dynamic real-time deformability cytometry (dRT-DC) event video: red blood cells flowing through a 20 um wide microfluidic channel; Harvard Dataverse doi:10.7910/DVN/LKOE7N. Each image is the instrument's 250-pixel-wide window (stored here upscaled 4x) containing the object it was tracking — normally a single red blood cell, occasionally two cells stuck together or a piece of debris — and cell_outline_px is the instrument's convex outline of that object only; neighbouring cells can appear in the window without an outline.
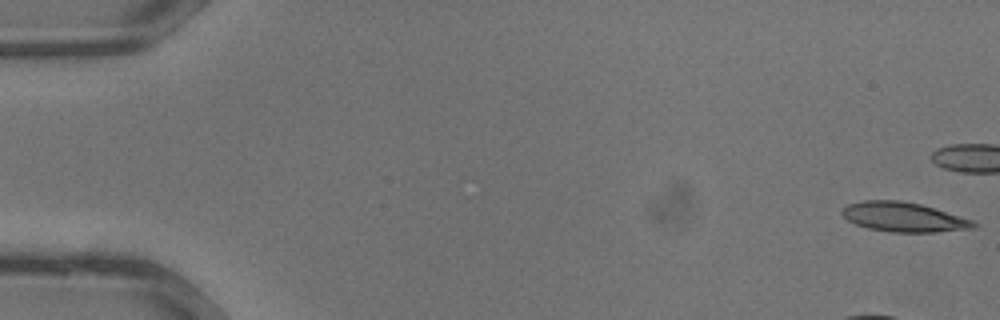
{"species": "common noctule bat (a hibernating species)", "species_latin": "Nyctalus noctula", "temperature_condition": "warm", "stored_images_in_passage": 11, "camera_frame_rate_fps": 3000, "um_per_image_px": 0.085, "animal": {"sex": "male", "body_mass_g": 13.3}, "frame": {"image": 1, "passage_image": 1, "time_ms": 0.0, "image_size_px": [1000, 320], "cell_outline_px": [[980, 224], [976, 228], [936, 232], [892, 232], [868, 228], [856, 224], [848, 220], [840, 212], [848, 204], [864, 200], [900, 200], [920, 204], [972, 220]], "centroid_in_image_um": [76.82, 18.45], "position_along_channel_um": 8.2, "area_um2": 22.48}}